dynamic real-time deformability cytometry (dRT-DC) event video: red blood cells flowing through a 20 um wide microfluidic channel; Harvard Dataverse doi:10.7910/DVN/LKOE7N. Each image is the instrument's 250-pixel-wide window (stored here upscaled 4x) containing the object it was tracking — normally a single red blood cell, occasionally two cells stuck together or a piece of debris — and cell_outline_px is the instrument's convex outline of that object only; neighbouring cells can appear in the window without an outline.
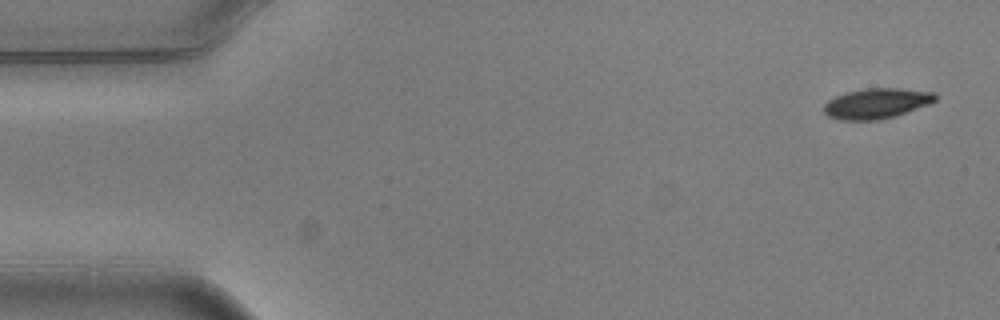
{"species": "common noctule bat (a hibernating species)", "species_latin": "Nyctalus noctula", "temperature_condition": "warm", "stored_images_in_passage": 9, "camera_frame_rate_fps": 3000, "um_per_image_px": 0.085, "animal": {"sex": "male", "body_mass_g": 20.5, "forearm_length_mm": 52.5}, "frame": {"image": 1, "passage_image": 1, "time_ms": 0.0, "image_size_px": [1000, 320], "cell_outline_px": [[940, 96], [936, 100], [928, 104], [896, 116], [876, 120], [840, 120], [828, 116], [824, 112], [824, 104], [828, 100], [836, 96], [848, 92], [864, 88], [900, 88], [936, 92]], "centroid_in_image_um": [74.54, 8.78], "position_along_channel_um": 10.5, "area_um2": 19.77}}
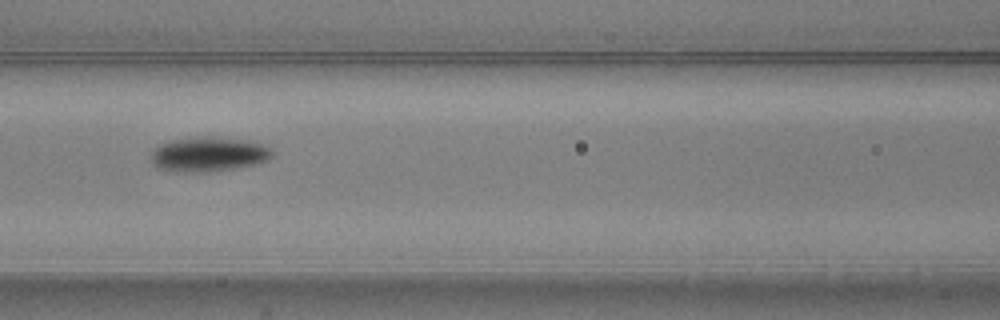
{"frame": {"image": 2, "passage_image": 7, "time_ms": 2.0, "image_size_px": [1000, 320], "cell_outline_px": [[272, 156], [268, 160], [256, 164], [208, 172], [172, 172], [156, 168], [152, 164], [152, 152], [160, 144], [172, 140], [212, 136], [244, 140], [260, 144], [268, 148], [272, 152]], "centroid_in_image_um": [17.68, 13.13], "position_along_channel_um": 148.9, "area_um2": 24.22}}
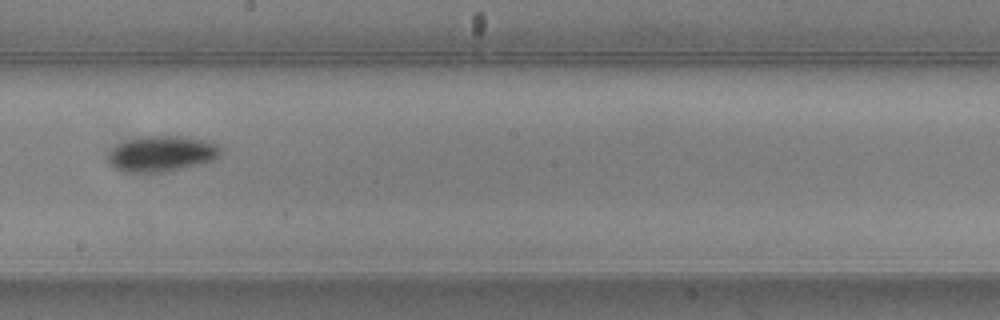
{"frame": {"image": 3, "passage_image": 9, "time_ms": 2.667, "image_size_px": [1000, 320], "cell_outline_px": [[220, 156], [204, 164], [164, 172], [120, 172], [108, 164], [108, 156], [120, 144], [128, 140], [140, 136], [188, 136], [212, 140], [220, 148]], "centroid_in_image_um": [13.81, 13.07], "position_along_channel_um": 234.4, "area_um2": 23.7}}